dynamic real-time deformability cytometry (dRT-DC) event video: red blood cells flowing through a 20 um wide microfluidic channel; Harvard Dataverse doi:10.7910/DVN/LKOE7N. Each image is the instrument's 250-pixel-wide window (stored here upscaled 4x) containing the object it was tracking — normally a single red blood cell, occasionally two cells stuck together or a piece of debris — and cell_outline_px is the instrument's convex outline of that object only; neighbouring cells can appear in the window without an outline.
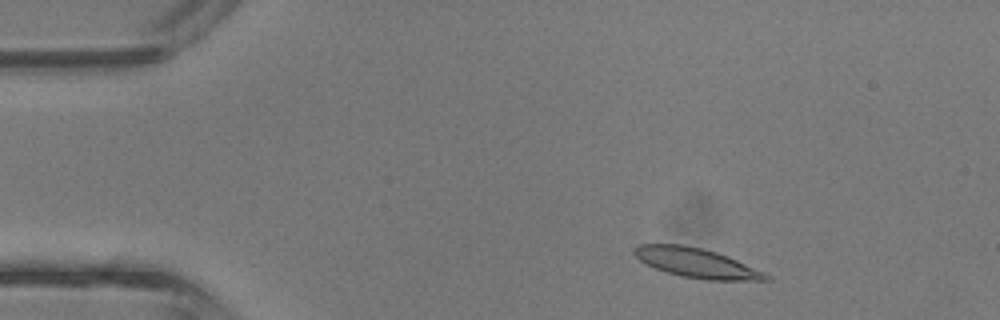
{"species": "common noctule bat (a hibernating species)", "species_latin": "Nyctalus noctula", "temperature_condition": "room temperature", "stored_images_in_passage": 3, "camera_frame_rate_fps": 3000, "um_per_image_px": 0.085, "animal": {"sex": "male", "body_mass_g": 13.3}, "frame": {"image": 1, "passage_image": 1, "time_ms": 0.0, "image_size_px": [1000, 320], "cell_outline_px": [[772, 280], [704, 280], [680, 276], [656, 268], [640, 260], [632, 252], [632, 248], [640, 244], [684, 244], [716, 252], [728, 256], [768, 272], [772, 276]], "centroid_in_image_um": [59.28, 22.35], "position_along_channel_um": 25.7, "area_um2": 22.89}}
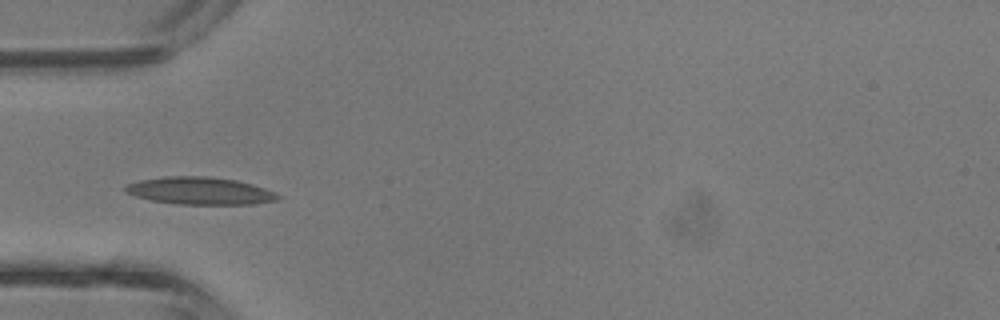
{"frame": {"image": 2, "passage_image": 3, "time_ms": 0.667, "image_size_px": [1000, 320], "cell_outline_px": [[280, 196], [276, 200], [252, 204], [176, 204], [152, 200], [136, 196], [124, 192], [124, 188], [128, 184], [140, 180], [164, 176], [208, 176], [236, 180], [252, 184], [276, 192]], "centroid_in_image_um": [16.99, 16.21], "position_along_channel_um": 68.0, "area_um2": 24.28}}